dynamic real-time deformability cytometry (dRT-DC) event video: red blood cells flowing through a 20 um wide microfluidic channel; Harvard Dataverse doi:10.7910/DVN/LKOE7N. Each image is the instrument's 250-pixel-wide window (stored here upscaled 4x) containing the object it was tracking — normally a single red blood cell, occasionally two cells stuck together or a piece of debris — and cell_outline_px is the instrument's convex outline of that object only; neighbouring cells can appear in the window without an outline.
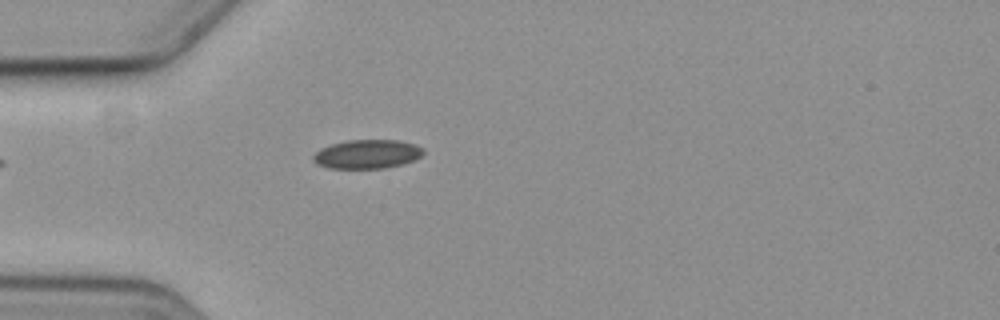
{"species": "common noctule bat (a hibernating species)", "species_latin": "Nyctalus noctula", "temperature_condition": "cold", "stored_images_in_passage": 5, "camera_frame_rate_fps": 3000, "um_per_image_px": 0.085, "animal": {"sex": "female", "body_mass_g": 19.3, "forearm_length_mm": 54.1}, "frame": {"image": 1, "passage_image": 5, "time_ms": 4.667, "image_size_px": [1000, 320], "cell_outline_px": [[424, 152], [416, 160], [404, 164], [384, 168], [328, 168], [316, 164], [312, 160], [312, 156], [320, 148], [344, 140], [396, 140], [416, 144], [424, 148]], "centroid_in_image_um": [31.21, 13.1], "position_along_channel_um": 53.8, "area_um2": 18.79}}